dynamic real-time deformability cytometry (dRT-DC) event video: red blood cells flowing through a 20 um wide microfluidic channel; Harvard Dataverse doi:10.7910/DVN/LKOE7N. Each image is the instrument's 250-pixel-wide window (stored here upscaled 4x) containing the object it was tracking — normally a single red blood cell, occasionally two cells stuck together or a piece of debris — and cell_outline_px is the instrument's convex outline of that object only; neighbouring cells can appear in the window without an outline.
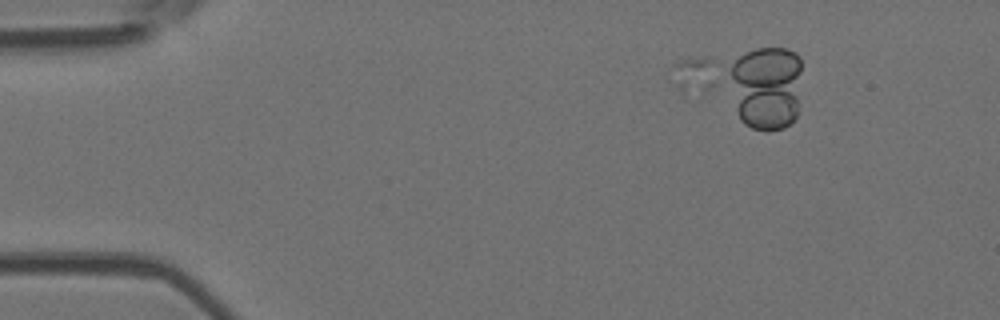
{"species": "Egyptian fruit bat (a non-hibernating species)", "species_latin": "Rousettus aegyptiacus", "temperature_condition": "room temperature", "stored_images_in_passage": 53, "segment_of_instrument_passage": [1, 2], "camera_frame_rate_fps": 3000, "um_per_image_px": 0.085, "animal": {"sex": "female"}, "frame": {"image": 1, "passage_image": 7, "time_ms": 2.0, "image_size_px": [1000, 320], "cell_outline_px": [[716, 84], [712, 88], [704, 92], [684, 92], [668, 80], [668, 68], [680, 60], [708, 56], [716, 60]], "centroid_in_image_um": [58.98, 6.32], "position_along_channel_um": 26.0, "area_um2": 10.29}}